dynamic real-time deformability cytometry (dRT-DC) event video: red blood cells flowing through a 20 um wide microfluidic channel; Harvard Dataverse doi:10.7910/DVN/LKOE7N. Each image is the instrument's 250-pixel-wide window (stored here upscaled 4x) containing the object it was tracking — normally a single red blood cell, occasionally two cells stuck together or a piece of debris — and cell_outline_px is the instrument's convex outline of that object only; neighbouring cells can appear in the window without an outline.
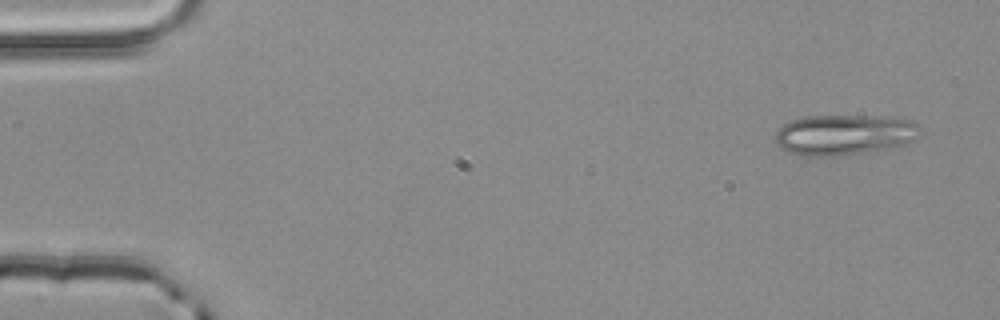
{"species": "common noctule bat (a hibernating species)", "species_latin": "Nyctalus noctula", "temperature_condition": "room temperature", "stored_images_in_passage": 5, "camera_frame_rate_fps": 3000, "um_per_image_px": 0.085, "animal": {"sex": "male", "body_mass_g": 20.4}, "frame": {"image": 1, "passage_image": 1, "time_ms": 0.0, "image_size_px": [1000, 320], "cell_outline_px": [[924, 132], [908, 144], [840, 156], [800, 156], [788, 152], [780, 148], [776, 144], [776, 132], [784, 124], [792, 120], [804, 116], [860, 116], [912, 120], [920, 124], [924, 128]], "centroid_in_image_um": [71.79, 11.46], "position_along_channel_um": 13.2, "area_um2": 34.33}}
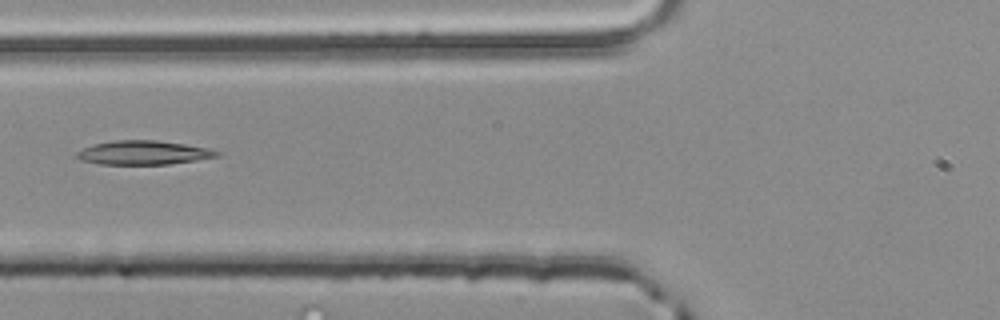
{"frame": {"image": 2, "passage_image": 5, "time_ms": 1.333, "image_size_px": [1000, 320], "cell_outline_px": [[224, 152], [220, 156], [196, 160], [168, 164], [100, 164], [80, 160], [76, 156], [76, 152], [92, 144], [116, 140], [156, 140], [212, 148]], "centroid_in_image_um": [12.25, 12.97], "position_along_channel_um": 113.6, "area_um2": 19.71}}